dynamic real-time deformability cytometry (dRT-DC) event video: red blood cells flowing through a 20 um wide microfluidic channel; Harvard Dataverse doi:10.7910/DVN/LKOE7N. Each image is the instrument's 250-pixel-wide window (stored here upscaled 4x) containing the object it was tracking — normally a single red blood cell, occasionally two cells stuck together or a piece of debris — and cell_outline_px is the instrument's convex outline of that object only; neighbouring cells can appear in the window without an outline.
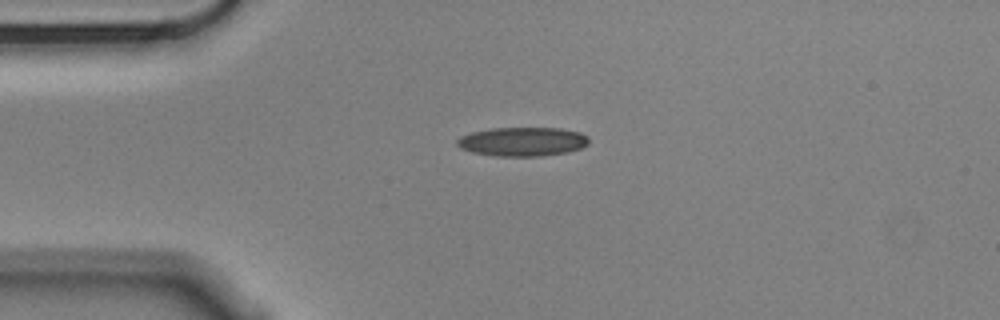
{"species": "Egyptian fruit bat (a non-hibernating species)", "species_latin": "Rousettus aegyptiacus", "temperature_condition": "cold", "stored_images_in_passage": 2, "camera_frame_rate_fps": 3000, "um_per_image_px": 0.085, "animal": {"sex": "male"}, "frame": {"image": 1, "passage_image": 1, "time_ms": 0.0, "image_size_px": [1000, 320], "cell_outline_px": [[584, 140], [580, 144], [568, 148], [548, 152], [496, 152], [496, 132], [564, 132], [580, 136]], "centroid_in_image_um": [45.51, 12.04], "position_along_channel_um": 39.5, "area_um2": 11.21}}